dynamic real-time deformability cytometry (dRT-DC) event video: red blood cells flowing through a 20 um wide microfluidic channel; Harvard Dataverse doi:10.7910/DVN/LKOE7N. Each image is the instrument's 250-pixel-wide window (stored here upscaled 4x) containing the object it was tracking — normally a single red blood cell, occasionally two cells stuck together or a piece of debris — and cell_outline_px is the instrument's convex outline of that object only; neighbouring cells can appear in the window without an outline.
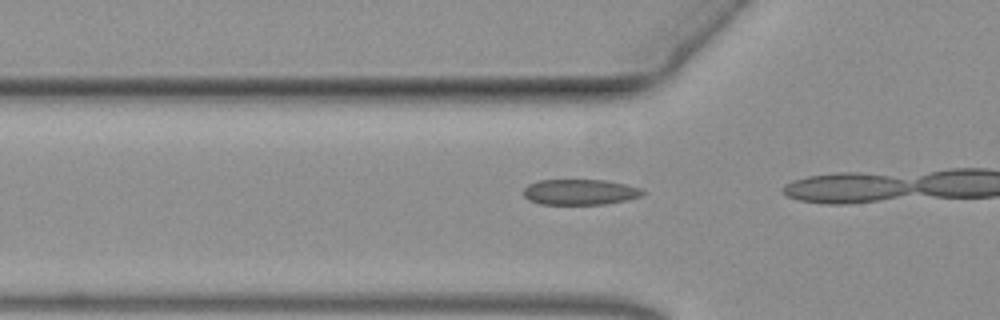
{"species": "common noctule bat (a hibernating species)", "species_latin": "Nyctalus noctula", "temperature_condition": "warm", "stored_images_in_passage": 7, "camera_frame_rate_fps": 3000, "um_per_image_px": 0.085, "animal": {"sex": "female", "body_mass_g": 19.3, "forearm_length_mm": 54.1}, "frame": {"image": 1, "passage_image": 3, "time_ms": 0.667, "image_size_px": [1000, 320], "cell_outline_px": [[648, 192], [640, 196], [628, 200], [604, 204], [540, 204], [528, 200], [524, 196], [524, 188], [528, 184], [540, 180], [608, 180], [640, 188]], "centroid_in_image_um": [49.31, 16.32], "position_along_channel_um": 76.5, "area_um2": 17.86}}
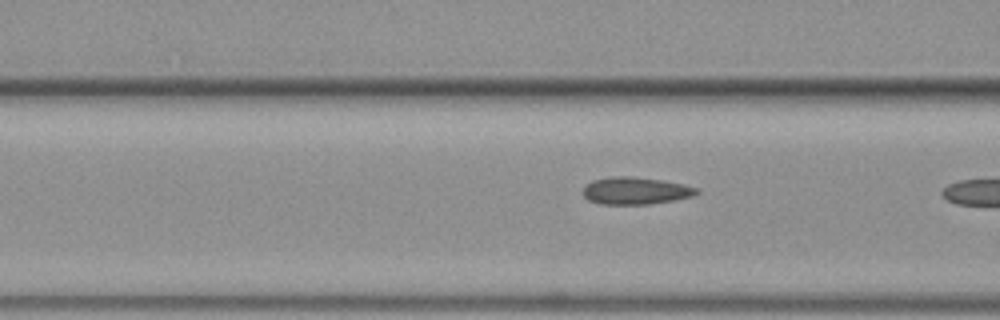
{"frame": {"image": 2, "passage_image": 6, "time_ms": 1.667, "image_size_px": [1000, 320], "cell_outline_px": [[700, 192], [692, 196], [672, 200], [648, 204], [600, 204], [588, 200], [584, 196], [584, 188], [592, 180], [616, 176], [632, 176], [660, 180], [680, 184], [696, 188]], "centroid_in_image_um": [53.99, 16.21], "position_along_channel_um": 112.6, "area_um2": 17.69}}